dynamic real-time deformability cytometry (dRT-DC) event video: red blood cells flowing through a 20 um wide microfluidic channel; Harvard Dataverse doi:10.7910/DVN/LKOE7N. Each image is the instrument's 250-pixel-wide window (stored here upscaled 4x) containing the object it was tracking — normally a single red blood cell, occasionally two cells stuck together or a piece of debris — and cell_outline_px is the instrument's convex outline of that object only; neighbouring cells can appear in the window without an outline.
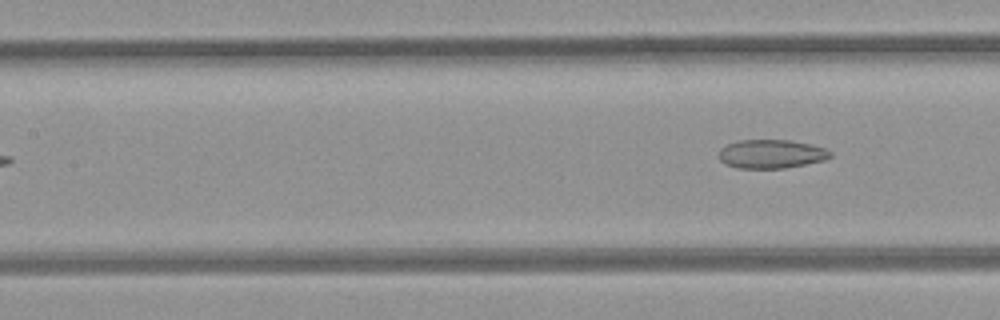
{"species": "common noctule bat (a hibernating species)", "species_latin": "Nyctalus noctula", "temperature_condition": "room temperature", "stored_images_in_passage": 6, "camera_frame_rate_fps": 3000, "um_per_image_px": 0.085, "animal": {"sex": "female", "body_mass_g": 21.9}, "frame": {"image": 1, "passage_image": 6, "time_ms": 1.667, "image_size_px": [1000, 320], "cell_outline_px": [[832, 156], [824, 160], [784, 168], [736, 168], [724, 164], [720, 160], [720, 148], [728, 144], [740, 140], [788, 140], [812, 144], [824, 148], [832, 152]], "centroid_in_image_um": [65.55, 13.08], "position_along_channel_um": 141.8, "area_um2": 18.61}}